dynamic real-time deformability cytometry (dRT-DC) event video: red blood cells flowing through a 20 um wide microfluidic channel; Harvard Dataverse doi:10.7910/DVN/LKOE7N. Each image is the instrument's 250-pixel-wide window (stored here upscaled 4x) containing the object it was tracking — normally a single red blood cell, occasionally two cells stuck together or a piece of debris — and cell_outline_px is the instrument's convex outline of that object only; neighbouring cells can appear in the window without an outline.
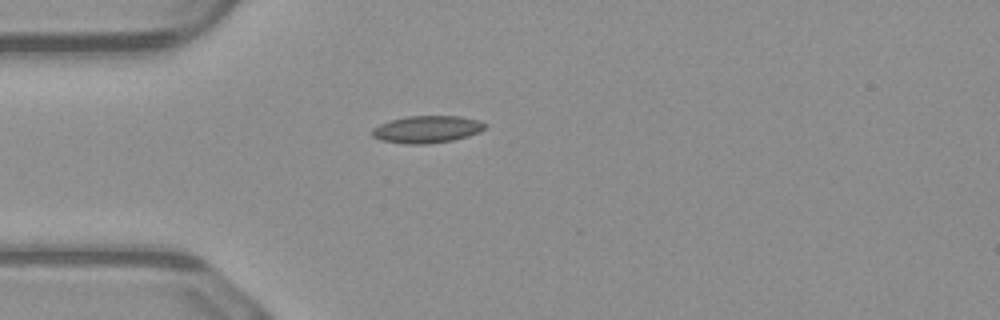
{"species": "common noctule bat (a hibernating species)", "species_latin": "Nyctalus noctula", "temperature_condition": "warm", "stored_images_in_passage": 37, "camera_frame_rate_fps": 3000, "um_per_image_px": 0.085, "animal": {"sex": "male", "body_mass_g": 23.1, "forearm_length_mm": 52.7}, "frame": {"image": 1, "passage_image": 1, "time_ms": 0.0, "image_size_px": [1000, 320], "cell_outline_px": [[488, 128], [480, 132], [468, 136], [452, 140], [424, 144], [408, 144], [380, 140], [372, 136], [372, 128], [380, 124], [392, 120], [408, 116], [460, 116], [480, 120], [488, 124]], "centroid_in_image_um": [36.35, 10.98], "position_along_channel_um": 48.7, "area_um2": 17.98}}
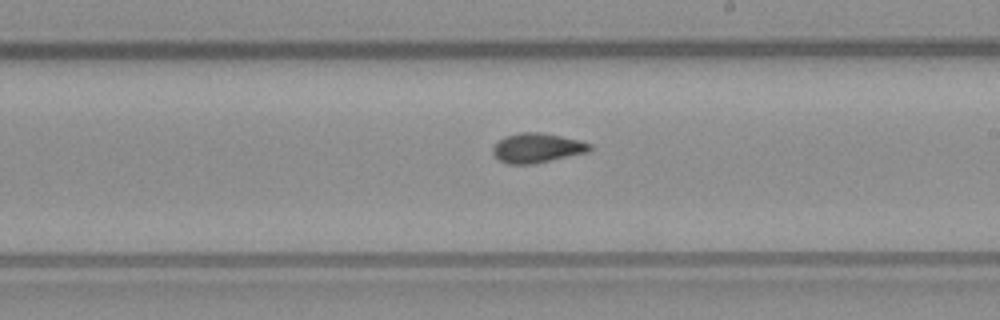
{"frame": {"image": 2, "passage_image": 16, "time_ms": 5.0, "image_size_px": [1000, 320], "cell_outline_px": [[592, 148], [588, 152], [532, 164], [508, 164], [500, 160], [492, 152], [492, 148], [504, 136], [520, 132], [540, 132], [580, 140], [592, 144]], "centroid_in_image_um": [45.66, 12.57], "position_along_channel_um": 243.3, "area_um2": 16.59}}
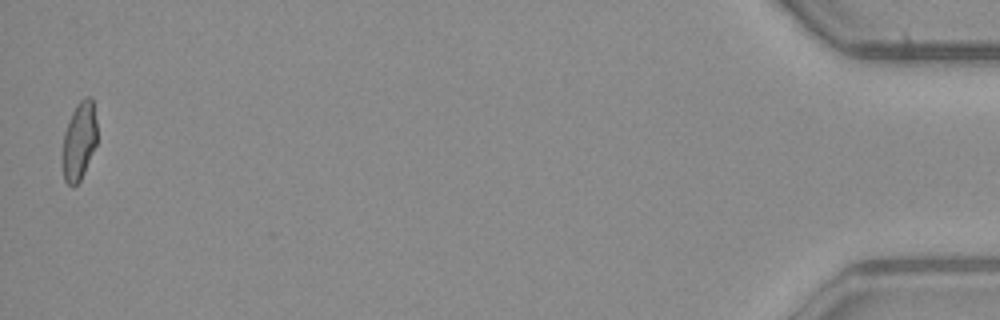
{"frame": {"image": 3, "passage_image": 37, "time_ms": 12.0, "image_size_px": [1000, 320], "cell_outline_px": [[96, 144], [84, 172], [80, 180], [72, 188], [64, 180], [64, 132], [72, 112], [76, 104], [84, 96], [92, 96], [96, 120]], "centroid_in_image_um": [6.75, 11.93], "position_along_channel_um": 428.5, "area_um2": 15.43}, "authors_computed_cell_mechanics": {"area_um2": 16.5308, "velocity_mm_per_s": 4.1002, "shape_relaxation_time_tau1_ms": 5.7479, "shape_relaxation_time_tau2_ms": 1.8092, "deformation_change_tau1": 0.1732, "deformation_change_tau2": 0.0673}}